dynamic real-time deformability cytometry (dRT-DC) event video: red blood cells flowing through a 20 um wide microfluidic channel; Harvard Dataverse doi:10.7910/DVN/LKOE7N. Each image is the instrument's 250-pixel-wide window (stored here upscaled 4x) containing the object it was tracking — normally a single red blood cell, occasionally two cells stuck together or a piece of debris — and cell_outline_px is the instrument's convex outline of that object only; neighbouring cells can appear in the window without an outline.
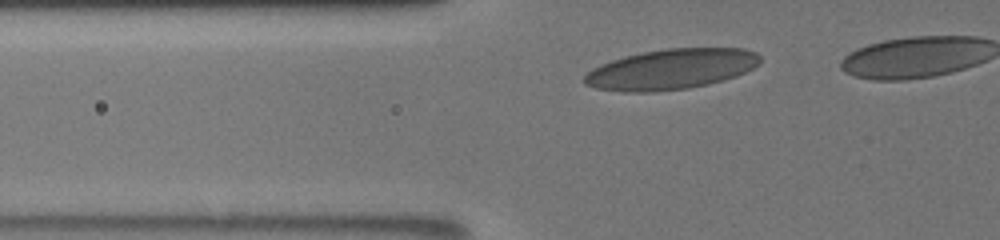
{"species": "human", "species_latin": "Homo sapiens", "temperature_condition": "room temperature", "stored_images_in_passage": 37, "camera_frame_rate_fps": 3000, "um_per_image_px": 0.085, "donor": {"sex": "male"}, "frame": {"image": 1, "passage_image": 3, "time_ms": 1.333, "image_size_px": [1000, 240], "cell_outline_px": [[760, 64], [736, 76], [708, 84], [688, 88], [652, 92], [624, 92], [596, 88], [584, 84], [584, 76], [592, 68], [600, 64], [624, 56], [644, 52], [668, 48], [744, 48], [756, 52], [760, 56]], "centroid_in_image_um": [57.04, 5.88], "position_along_channel_um": 68.8, "area_um2": 41.33}}
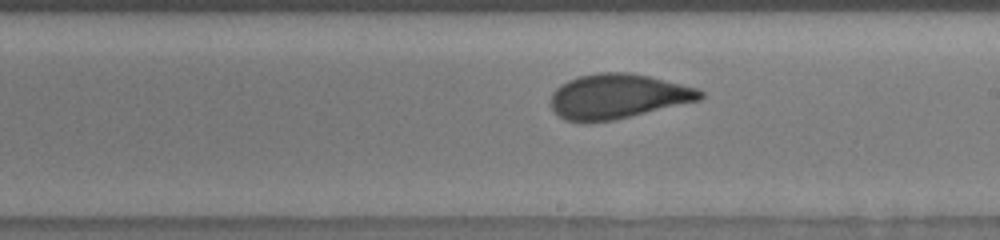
{"frame": {"image": 2, "passage_image": 20, "time_ms": 6.0, "image_size_px": [1000, 240], "cell_outline_px": [[704, 96], [700, 100], [612, 120], [564, 120], [552, 108], [552, 92], [560, 84], [568, 80], [580, 76], [600, 72], [628, 72], [648, 76], [696, 88], [704, 92]], "centroid_in_image_um": [52.52, 8.16], "position_along_channel_um": 236.5, "area_um2": 38.09}}
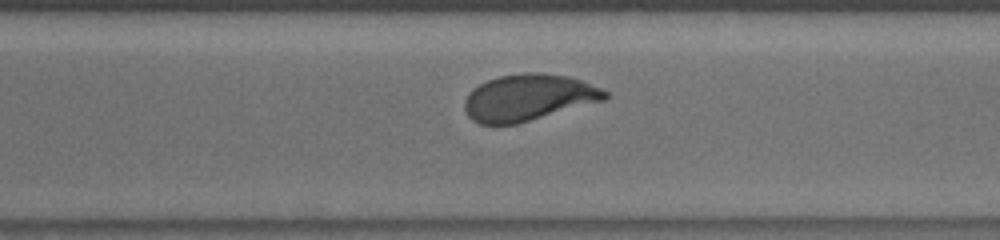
{"frame": {"image": 3, "passage_image": 28, "time_ms": 8.333, "image_size_px": [1000, 240], "cell_outline_px": [[608, 96], [604, 100], [516, 124], [480, 124], [472, 120], [468, 116], [464, 108], [464, 100], [468, 92], [472, 88], [488, 80], [500, 76], [524, 72], [540, 72], [568, 76], [604, 88], [608, 92]], "centroid_in_image_um": [44.9, 8.28], "position_along_channel_um": 325.7, "area_um2": 38.09}}